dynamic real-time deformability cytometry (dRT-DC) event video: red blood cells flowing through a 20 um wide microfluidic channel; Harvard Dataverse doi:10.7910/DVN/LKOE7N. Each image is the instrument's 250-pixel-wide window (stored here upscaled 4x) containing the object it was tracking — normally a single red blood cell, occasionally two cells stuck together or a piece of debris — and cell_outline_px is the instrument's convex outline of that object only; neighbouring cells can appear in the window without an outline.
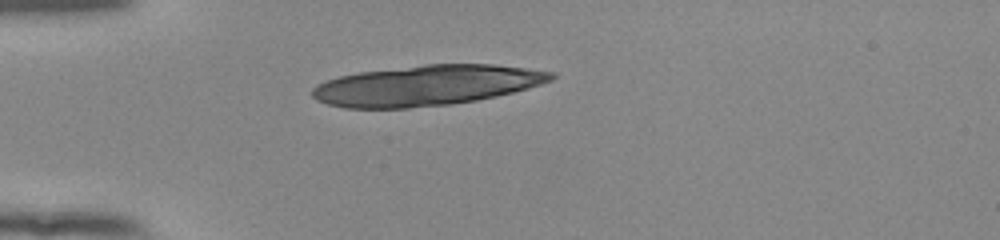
{"species": "human", "species_latin": "Homo sapiens", "temperature_condition": "room temperature", "stored_images_in_passage": 38, "camera_frame_rate_fps": 3000, "um_per_image_px": 0.085, "donor": {"sex": "female"}, "frame": {"image": 1, "passage_image": 1, "time_ms": 0.0, "image_size_px": [1000, 240], "cell_outline_px": [[556, 76], [552, 80], [528, 88], [496, 96], [476, 100], [452, 104], [408, 108], [344, 108], [328, 104], [316, 100], [312, 96], [312, 88], [316, 84], [340, 76], [360, 72], [424, 64], [492, 64], [556, 72]], "centroid_in_image_um": [36.24, 7.26], "position_along_channel_um": 48.8, "area_um2": 56.12}}
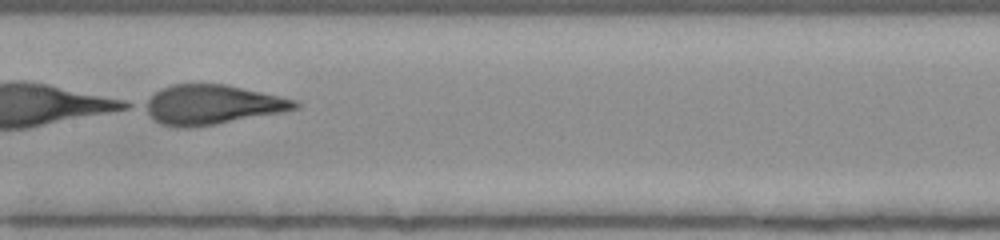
{"frame": {"image": 2, "passage_image": 14, "time_ms": 4.333, "image_size_px": [1000, 240], "cell_outline_px": [[300, 108], [284, 112], [216, 124], [188, 128], [176, 128], [160, 124], [152, 120], [140, 108], [140, 104], [160, 88], [172, 84], [224, 84], [296, 100], [300, 104]], "centroid_in_image_um": [17.92, 8.92], "position_along_channel_um": 189.5, "area_um2": 35.08}}
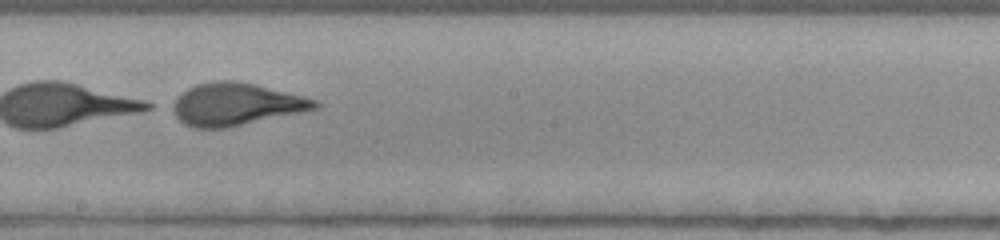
{"frame": {"image": 3, "passage_image": 17, "time_ms": 5.333, "image_size_px": [1000, 240], "cell_outline_px": [[320, 108], [304, 112], [228, 128], [192, 128], [184, 124], [168, 108], [168, 104], [188, 88], [196, 84], [216, 80], [232, 80], [256, 84], [316, 100], [320, 104]], "centroid_in_image_um": [20.01, 8.88], "position_along_channel_um": 228.2, "area_um2": 35.6}}